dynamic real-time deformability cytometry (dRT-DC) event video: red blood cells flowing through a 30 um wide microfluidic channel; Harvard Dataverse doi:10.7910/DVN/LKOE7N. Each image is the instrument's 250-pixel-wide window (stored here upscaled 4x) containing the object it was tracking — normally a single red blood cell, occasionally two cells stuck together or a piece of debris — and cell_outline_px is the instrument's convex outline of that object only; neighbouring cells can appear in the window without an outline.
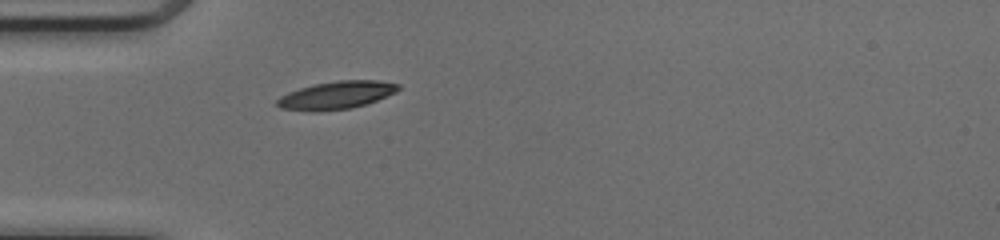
{"species": "common noctule bat (a hibernating species)", "species_latin": "Nyctalus noctula", "temperature_condition": "cold", "stored_images_in_passage": 36, "camera_frame_rate_fps": 3000, "um_per_image_px": 0.085, "animal": {"sex": "female", "body_mass_g": 17.0, "forearm_length_mm": 48.0}, "frame": {"image": 1, "passage_image": 1, "time_ms": 0.0, "image_size_px": [1000, 240], "cell_outline_px": [[400, 88], [396, 92], [376, 100], [364, 104], [348, 108], [316, 112], [312, 112], [280, 108], [276, 104], [276, 100], [280, 96], [288, 92], [300, 88], [316, 84], [340, 80], [376, 80], [400, 84]], "centroid_in_image_um": [28.56, 8.09], "position_along_channel_um": 56.4, "area_um2": 19.48}}
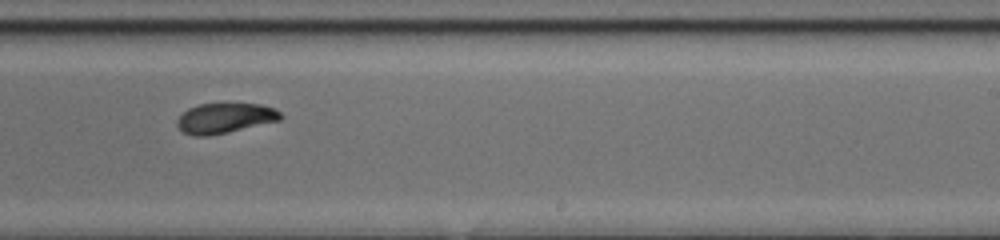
{"frame": {"image": 2, "passage_image": 17, "time_ms": 5.333, "image_size_px": [1000, 240], "cell_outline_px": [[284, 116], [280, 120], [228, 132], [208, 136], [196, 136], [184, 132], [176, 124], [176, 120], [188, 108], [200, 104], [260, 104], [276, 108]], "centroid_in_image_um": [19.14, 10.04], "position_along_channel_um": 269.9, "area_um2": 18.03}}
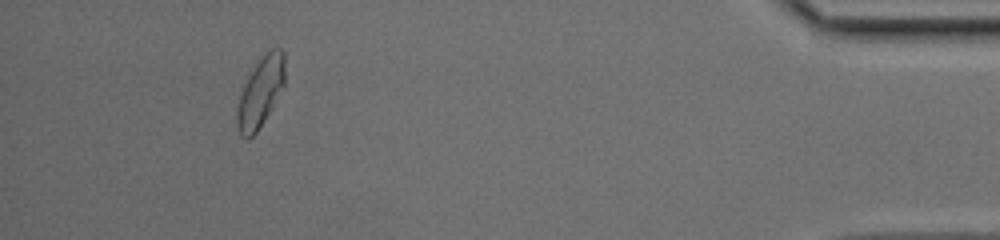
{"frame": {"image": 3, "passage_image": 32, "time_ms": 10.333, "image_size_px": [1000, 240], "cell_outline_px": [[284, 84], [272, 108], [256, 132], [248, 140], [240, 136], [236, 128], [236, 108], [244, 84], [252, 68], [260, 56], [272, 48], [280, 48], [284, 52]], "centroid_in_image_um": [22.11, 7.84], "position_along_channel_um": 413.1, "area_um2": 19.59}, "authors_computed_cell_mechanics": {"area_um2": 18.8717, "velocity_mm_per_s": 4.1268, "shape_relaxation_time_tau1_ms": 2.4741, "shape_relaxation_time_tau2_ms": 3.7535, "deformation_change_tau1": 0.1187, "deformation_change_tau2": 0.0825}}